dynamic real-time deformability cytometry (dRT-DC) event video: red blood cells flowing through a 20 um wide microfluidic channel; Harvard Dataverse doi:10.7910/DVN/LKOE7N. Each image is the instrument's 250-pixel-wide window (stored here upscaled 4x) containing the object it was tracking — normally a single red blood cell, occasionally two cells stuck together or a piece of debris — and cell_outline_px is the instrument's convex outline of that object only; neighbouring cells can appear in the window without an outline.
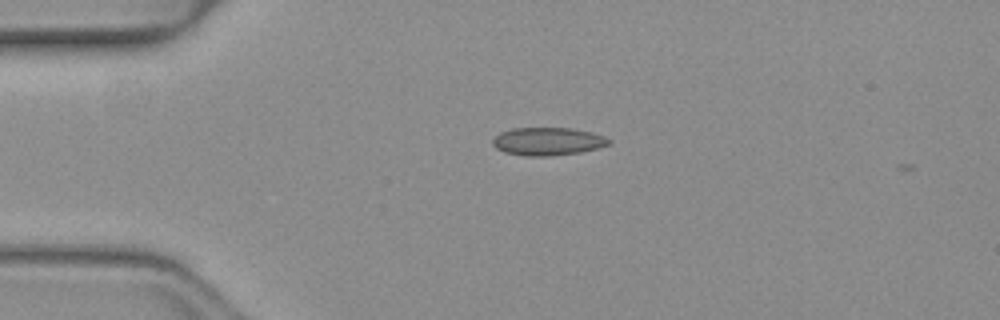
{"species": "common noctule bat (a hibernating species)", "species_latin": "Nyctalus noctula", "temperature_condition": "warm", "stored_images_in_passage": 6, "camera_frame_rate_fps": 3000, "um_per_image_px": 0.085, "animal": {"sex": "female", "body_mass_g": 19.3, "forearm_length_mm": 54.1}, "frame": {"image": 1, "passage_image": 3, "time_ms": 0.667, "image_size_px": [1000, 320], "cell_outline_px": [[612, 144], [580, 152], [548, 156], [524, 156], [504, 152], [496, 148], [492, 144], [492, 140], [500, 132], [512, 128], [572, 128], [592, 132], [604, 136], [612, 140]], "centroid_in_image_um": [46.57, 12.01], "position_along_channel_um": 38.4, "area_um2": 19.02}}